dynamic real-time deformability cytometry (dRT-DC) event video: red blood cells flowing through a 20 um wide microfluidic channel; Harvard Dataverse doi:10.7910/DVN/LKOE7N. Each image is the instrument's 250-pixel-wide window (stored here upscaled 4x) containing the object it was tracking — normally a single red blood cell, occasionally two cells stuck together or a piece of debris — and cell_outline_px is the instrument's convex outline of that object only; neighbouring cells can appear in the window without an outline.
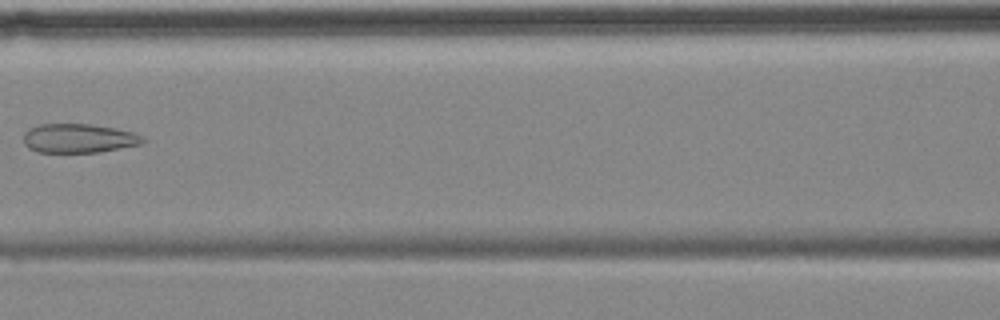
{"species": "common noctule bat (a hibernating species)", "species_latin": "Nyctalus noctula", "temperature_condition": "cold", "stored_images_in_passage": 8, "camera_frame_rate_fps": 3000, "um_per_image_px": 0.085, "animal": {"sex": "female", "body_mass_g": 18.4}, "frame": {"image": 1, "passage_image": 7, "time_ms": 7.0, "image_size_px": [1000, 320], "cell_outline_px": [[148, 140], [140, 144], [100, 152], [36, 152], [28, 148], [24, 144], [24, 132], [28, 128], [36, 124], [88, 124], [116, 128], [132, 132], [144, 136]], "centroid_in_image_um": [6.68, 11.75], "position_along_channel_um": 159.9, "area_um2": 20.4}}
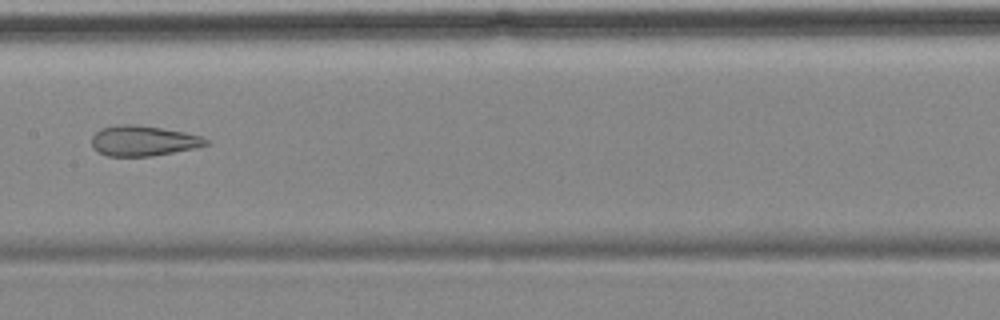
{"frame": {"image": 2, "passage_image": 8, "time_ms": 8.0, "image_size_px": [1000, 320], "cell_outline_px": [[208, 144], [196, 148], [152, 156], [108, 156], [92, 148], [92, 136], [100, 128], [120, 124], [136, 124], [184, 132], [200, 136], [208, 140]], "centroid_in_image_um": [12.15, 11.97], "position_along_channel_um": 195.2, "area_um2": 20.11}}